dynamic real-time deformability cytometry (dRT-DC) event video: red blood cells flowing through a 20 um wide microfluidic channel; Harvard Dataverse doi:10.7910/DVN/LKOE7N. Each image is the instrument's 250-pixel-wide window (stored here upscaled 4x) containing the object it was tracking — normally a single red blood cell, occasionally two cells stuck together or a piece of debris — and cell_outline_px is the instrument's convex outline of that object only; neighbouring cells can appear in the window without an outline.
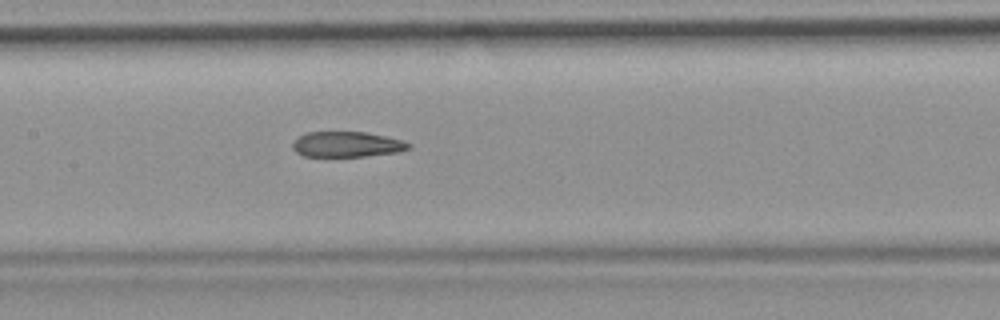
{"species": "common noctule bat (a hibernating species)", "species_latin": "Nyctalus noctula", "temperature_condition": "room temperature", "stored_images_in_passage": 44, "camera_frame_rate_fps": 3000, "um_per_image_px": 0.085, "animal": {"sex": "female", "body_mass_g": 19.9}, "frame": {"image": 1, "passage_image": 26, "time_ms": 8.333, "image_size_px": [1000, 320], "cell_outline_px": [[412, 148], [400, 152], [364, 156], [304, 156], [296, 152], [292, 148], [292, 144], [300, 136], [308, 132], [364, 132], [404, 140], [412, 144]], "centroid_in_image_um": [29.54, 12.27], "position_along_channel_um": 177.9, "area_um2": 17.17}}